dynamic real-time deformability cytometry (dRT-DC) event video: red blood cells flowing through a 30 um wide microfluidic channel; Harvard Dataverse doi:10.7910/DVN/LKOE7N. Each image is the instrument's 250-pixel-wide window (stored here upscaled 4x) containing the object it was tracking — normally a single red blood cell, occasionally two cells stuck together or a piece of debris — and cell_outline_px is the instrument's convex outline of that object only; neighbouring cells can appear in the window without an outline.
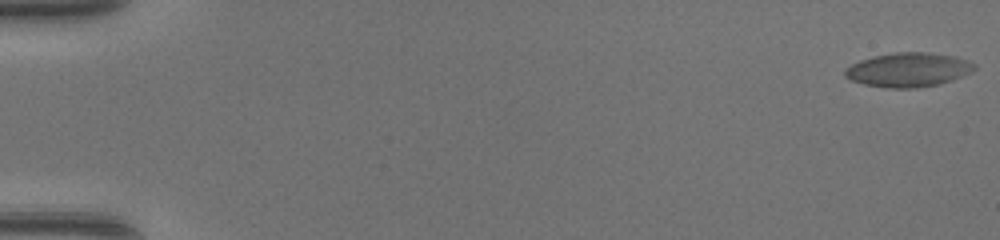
{"species": "common noctule bat (a hibernating species)", "species_latin": "Nyctalus noctula", "temperature_condition": "warm", "stored_images_in_passage": 11, "camera_frame_rate_fps": 3000, "um_per_image_px": 0.085, "animal": {"sex": "female", "body_mass_g": 17.0, "forearm_length_mm": 48.0}, "frame": {"image": 1, "passage_image": 1, "time_ms": 0.0, "image_size_px": [1000, 240], "cell_outline_px": [[976, 68], [972, 72], [952, 80], [936, 84], [916, 88], [888, 88], [864, 84], [852, 80], [844, 76], [844, 68], [860, 60], [876, 56], [896, 52], [924, 52], [956, 56], [976, 64]], "centroid_in_image_um": [77.21, 5.93], "position_along_channel_um": 7.8, "area_um2": 25.66}}